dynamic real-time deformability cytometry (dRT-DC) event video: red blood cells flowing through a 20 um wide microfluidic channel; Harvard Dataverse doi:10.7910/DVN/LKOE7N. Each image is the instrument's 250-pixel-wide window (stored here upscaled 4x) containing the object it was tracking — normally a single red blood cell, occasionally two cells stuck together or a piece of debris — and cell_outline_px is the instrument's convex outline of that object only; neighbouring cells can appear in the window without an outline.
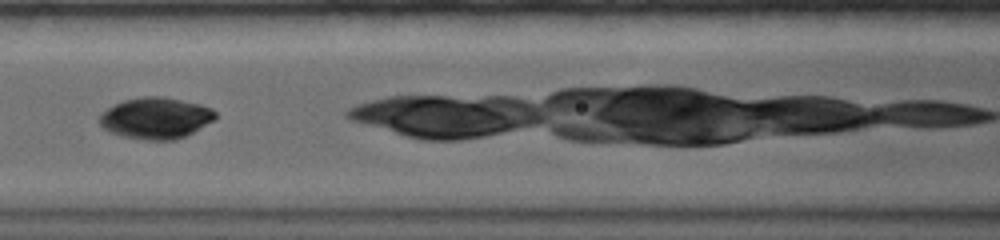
{"species": "common noctule bat (a hibernating species)", "species_latin": "Nyctalus noctula", "temperature_condition": "warm", "stored_images_in_passage": 5, "camera_frame_rate_fps": 5000, "um_per_image_px": 0.085, "animal": {"sex": "female", "body_mass_g": 19.0, "forearm_length_mm": 56.7}, "frame": {"image": 1, "passage_image": 3, "time_ms": 2.2, "image_size_px": [1000, 240], "cell_outline_px": [[216, 120], [176, 140], [144, 140], [124, 136], [112, 132], [104, 128], [100, 124], [100, 112], [112, 104], [124, 100], [140, 96], [164, 96], [200, 104], [212, 108], [216, 112]], "centroid_in_image_um": [13.24, 10.02], "position_along_channel_um": 153.4, "area_um2": 28.09}}